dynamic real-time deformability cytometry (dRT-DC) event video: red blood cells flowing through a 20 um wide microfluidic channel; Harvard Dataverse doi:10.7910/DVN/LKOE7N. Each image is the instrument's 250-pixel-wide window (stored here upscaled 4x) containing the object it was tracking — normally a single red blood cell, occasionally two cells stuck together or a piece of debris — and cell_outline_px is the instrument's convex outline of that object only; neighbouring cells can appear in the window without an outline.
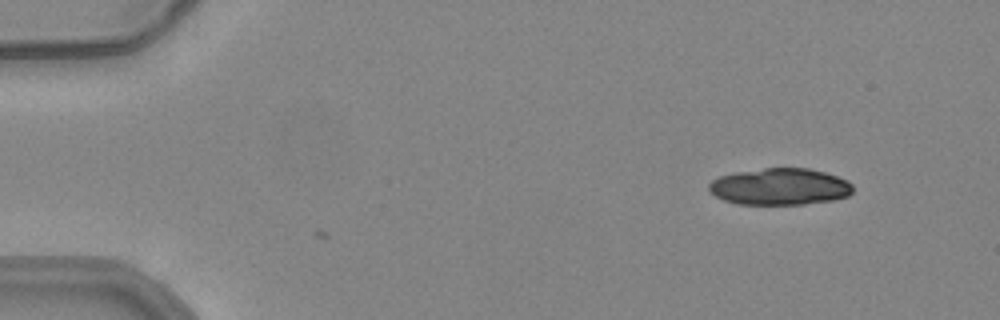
{"species": "common noctule bat (a hibernating species)", "species_latin": "Nyctalus noctula", "temperature_condition": "warm", "stored_images_in_passage": 2, "camera_frame_rate_fps": 3000, "um_per_image_px": 0.085, "animal": {"sex": "female", "body_mass_g": 24.6, "forearm_length_mm": 56.2}, "frame": {"image": 1, "passage_image": 2, "time_ms": 0.333, "image_size_px": [1000, 320], "cell_outline_px": [[852, 192], [848, 196], [832, 200], [804, 204], [736, 204], [724, 200], [716, 196], [708, 188], [708, 184], [712, 180], [720, 176], [736, 172], [764, 168], [808, 168], [824, 172], [848, 180], [852, 184]], "centroid_in_image_um": [66.29, 15.86], "position_along_channel_um": 18.7, "area_um2": 30.75}}